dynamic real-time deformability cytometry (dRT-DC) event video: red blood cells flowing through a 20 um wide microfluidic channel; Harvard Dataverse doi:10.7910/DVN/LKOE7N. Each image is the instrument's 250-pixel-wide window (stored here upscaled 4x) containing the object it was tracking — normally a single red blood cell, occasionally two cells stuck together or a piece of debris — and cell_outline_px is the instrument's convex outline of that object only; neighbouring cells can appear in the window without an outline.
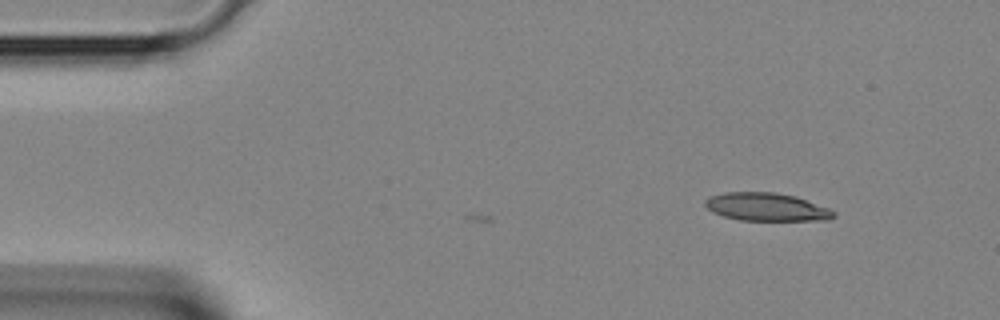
{"species": "Egyptian fruit bat (a non-hibernating species)", "species_latin": "Rousettus aegyptiacus", "temperature_condition": "room temperature", "stored_images_in_passage": 2, "segment_of_instrument_passage": [1, 2], "camera_frame_rate_fps": 3000, "um_per_image_px": 0.085, "animal": {"sex": "female"}, "frame": {"image": 1, "passage_image": 1, "time_ms": 0.0, "image_size_px": [1000, 320], "cell_outline_px": [[836, 216], [828, 220], [740, 220], [724, 216], [712, 212], [704, 204], [704, 200], [712, 196], [724, 192], [772, 192], [796, 196], [828, 208], [836, 212]], "centroid_in_image_um": [65.16, 17.59], "position_along_channel_um": 19.8, "area_um2": 20.92}}